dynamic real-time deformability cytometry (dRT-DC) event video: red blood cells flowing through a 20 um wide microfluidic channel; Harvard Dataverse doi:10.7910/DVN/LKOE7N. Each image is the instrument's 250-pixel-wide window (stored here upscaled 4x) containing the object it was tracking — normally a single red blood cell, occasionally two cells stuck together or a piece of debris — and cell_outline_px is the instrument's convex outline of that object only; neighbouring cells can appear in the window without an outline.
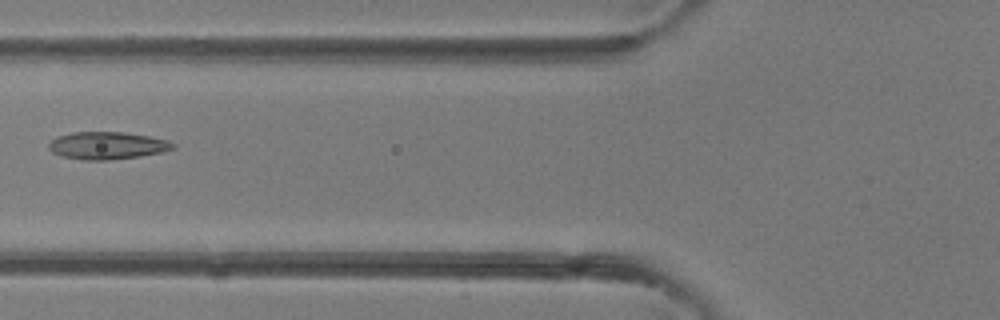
{"species": "common noctule bat (a hibernating species)", "species_latin": "Nyctalus noctula", "temperature_condition": "room temperature", "stored_images_in_passage": 42, "camera_frame_rate_fps": 3000, "um_per_image_px": 0.085, "animal": {"sex": "female"}, "frame": {"image": 1, "passage_image": 17, "time_ms": 5.333, "image_size_px": [1000, 320], "cell_outline_px": [[176, 148], [164, 152], [140, 156], [108, 160], [80, 160], [60, 156], [52, 152], [48, 148], [48, 144], [56, 136], [72, 132], [124, 132], [148, 136], [168, 140], [176, 144]], "centroid_in_image_um": [9.11, 12.37], "position_along_channel_um": 116.7, "area_um2": 20.11}}
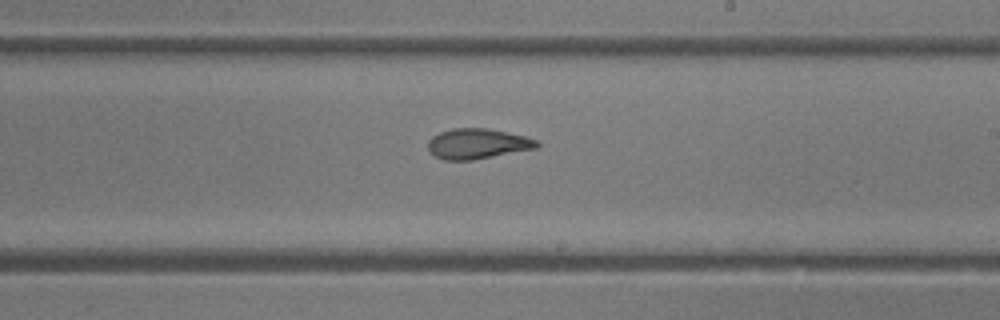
{"frame": {"image": 2, "passage_image": 25, "time_ms": 8.0, "image_size_px": [1000, 320], "cell_outline_px": [[540, 144], [536, 148], [472, 160], [444, 160], [436, 156], [428, 148], [428, 140], [432, 136], [440, 132], [452, 128], [488, 128], [524, 136], [536, 140]], "centroid_in_image_um": [40.56, 12.21], "position_along_channel_um": 248.4, "area_um2": 19.02}}
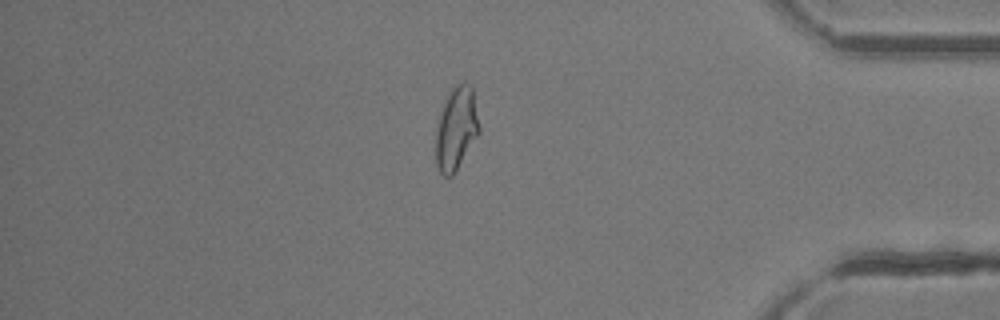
{"frame": {"image": 3, "passage_image": 36, "time_ms": 11.667, "image_size_px": [1000, 320], "cell_outline_px": [[480, 132], [452, 176], [444, 176], [440, 172], [436, 164], [436, 128], [440, 108], [448, 92], [460, 80], [464, 80], [472, 84], [480, 128]], "centroid_in_image_um": [38.78, 10.84], "position_along_channel_um": 396.4, "area_um2": 21.39}}